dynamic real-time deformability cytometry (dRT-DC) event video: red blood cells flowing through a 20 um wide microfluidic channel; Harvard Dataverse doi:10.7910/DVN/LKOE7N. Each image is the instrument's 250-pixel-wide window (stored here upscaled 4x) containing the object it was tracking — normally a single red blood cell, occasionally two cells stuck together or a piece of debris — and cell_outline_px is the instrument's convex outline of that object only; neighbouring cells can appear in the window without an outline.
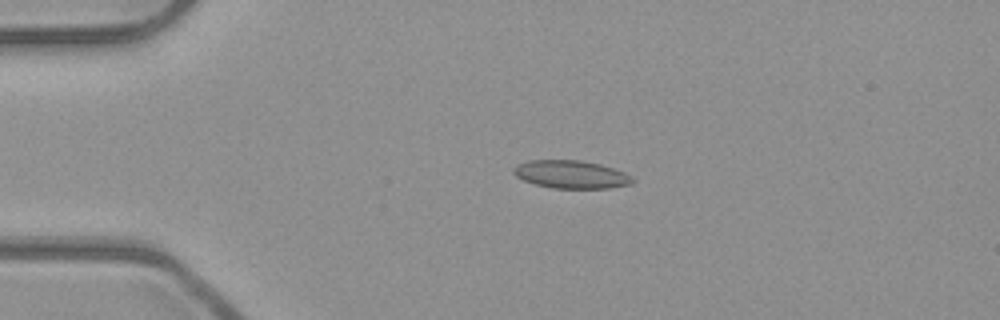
{"species": "common noctule bat (a hibernating species)", "species_latin": "Nyctalus noctula", "temperature_condition": "room temperature", "stored_images_in_passage": 49, "camera_frame_rate_fps": 3000, "um_per_image_px": 0.085, "animal": {"sex": "male", "body_mass_g": 23.1, "forearm_length_mm": 52.7}, "frame": {"image": 1, "passage_image": 9, "time_ms": 2.667, "image_size_px": [1000, 320], "cell_outline_px": [[636, 180], [632, 184], [612, 188], [552, 188], [536, 184], [524, 180], [516, 176], [512, 172], [512, 168], [528, 160], [580, 160], [600, 164], [624, 172], [632, 176]], "centroid_in_image_um": [48.58, 14.83], "position_along_channel_um": 36.4, "area_um2": 19.42}}
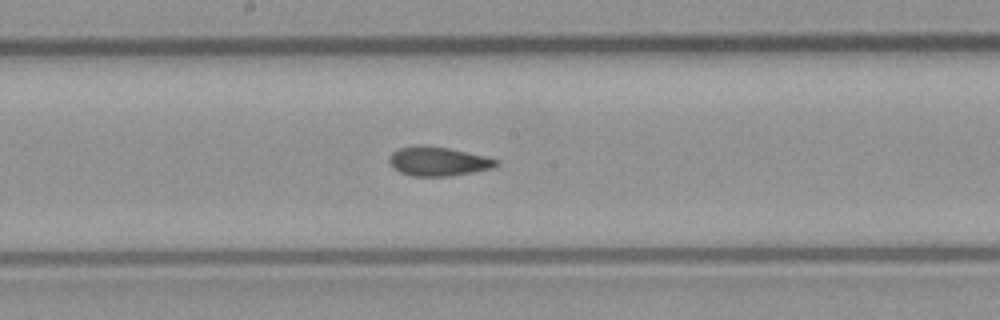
{"frame": {"image": 2, "passage_image": 25, "time_ms": 8.0, "image_size_px": [1000, 320], "cell_outline_px": [[500, 164], [492, 168], [472, 172], [448, 176], [412, 176], [400, 172], [392, 168], [388, 160], [392, 152], [400, 148], [416, 144], [424, 144], [448, 148], [484, 156], [500, 160]], "centroid_in_image_um": [37.21, 13.7], "position_along_channel_um": 211.0, "area_um2": 18.26}}
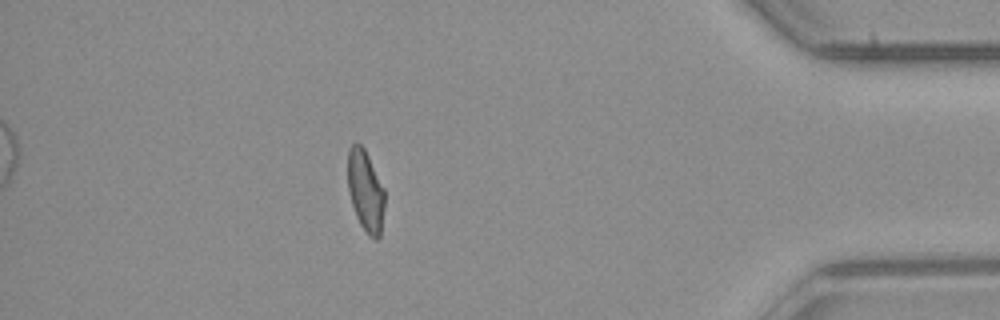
{"frame": {"image": 3, "passage_image": 43, "time_ms": 14.0, "image_size_px": [1000, 320], "cell_outline_px": [[384, 208], [380, 236], [376, 240], [368, 236], [360, 224], [356, 216], [352, 204], [348, 188], [348, 148], [356, 140], [364, 148], [384, 188]], "centroid_in_image_um": [31.06, 16.22], "position_along_channel_um": 404.1, "area_um2": 17.51}, "authors_computed_cell_mechanics": {"area_um2": 18.3226, "velocity_mm_per_s": 3.9942, "shape_relaxation_time_tau1_ms": null, "shape_relaxation_time_tau2_ms": 2.0673, "deformation_change_tau1": null, "deformation_change_tau2": 0.0778}}